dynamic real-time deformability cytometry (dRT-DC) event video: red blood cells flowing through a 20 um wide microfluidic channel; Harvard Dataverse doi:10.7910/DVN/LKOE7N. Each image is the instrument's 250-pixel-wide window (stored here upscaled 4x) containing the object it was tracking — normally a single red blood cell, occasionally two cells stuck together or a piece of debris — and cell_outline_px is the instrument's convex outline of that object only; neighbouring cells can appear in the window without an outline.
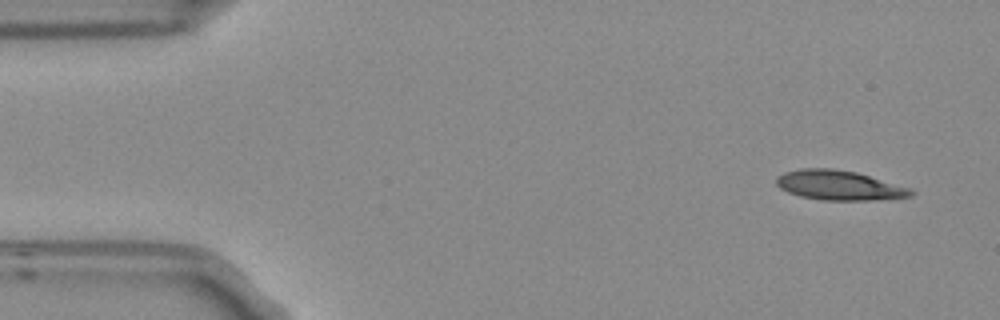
{"species": "Egyptian fruit bat (a non-hibernating species)", "species_latin": "Rousettus aegyptiacus", "temperature_condition": "room temperature", "stored_images_in_passage": 8, "camera_frame_rate_fps": 3000, "um_per_image_px": 0.085, "frame": {"image": 1, "passage_image": 1, "time_ms": 0.0, "image_size_px": [1000, 320], "cell_outline_px": [[916, 192], [912, 196], [868, 200], [820, 200], [800, 196], [788, 192], [780, 188], [776, 184], [776, 176], [784, 172], [800, 168], [832, 168], [856, 172], [912, 188]], "centroid_in_image_um": [71.31, 15.74], "position_along_channel_um": 13.7, "area_um2": 23.35}}
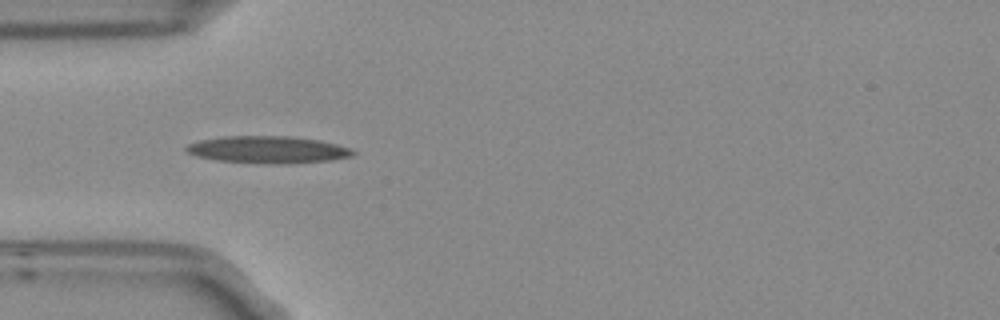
{"frame": {"image": 2, "passage_image": 4, "time_ms": 1.0, "image_size_px": [1000, 320], "cell_outline_px": [[356, 152], [352, 156], [332, 160], [288, 164], [272, 164], [216, 160], [196, 156], [188, 152], [184, 148], [188, 144], [200, 140], [224, 136], [288, 136], [320, 140], [352, 148]], "centroid_in_image_um": [22.8, 12.72], "position_along_channel_um": 62.2, "area_um2": 26.47}}
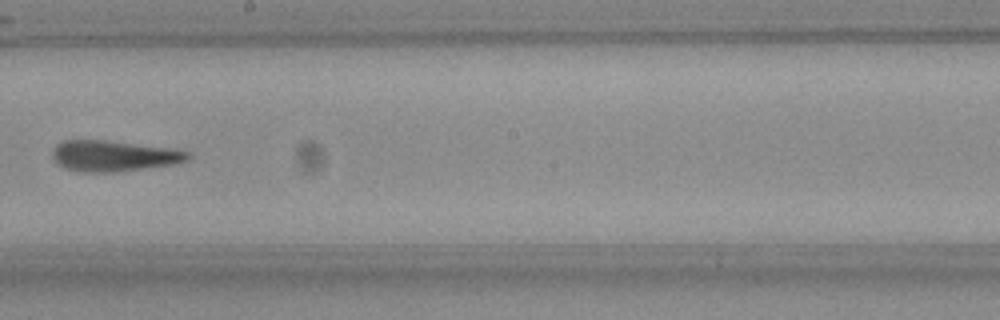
{"frame": {"image": 3, "passage_image": 8, "time_ms": 2.333, "image_size_px": [1000, 320], "cell_outline_px": [[192, 156], [188, 160], [172, 164], [112, 172], [76, 172], [64, 168], [56, 164], [52, 160], [52, 148], [56, 144], [64, 140], [104, 140], [164, 148], [188, 152]], "centroid_in_image_um": [9.53, 13.26], "position_along_channel_um": 238.7, "area_um2": 24.1}}